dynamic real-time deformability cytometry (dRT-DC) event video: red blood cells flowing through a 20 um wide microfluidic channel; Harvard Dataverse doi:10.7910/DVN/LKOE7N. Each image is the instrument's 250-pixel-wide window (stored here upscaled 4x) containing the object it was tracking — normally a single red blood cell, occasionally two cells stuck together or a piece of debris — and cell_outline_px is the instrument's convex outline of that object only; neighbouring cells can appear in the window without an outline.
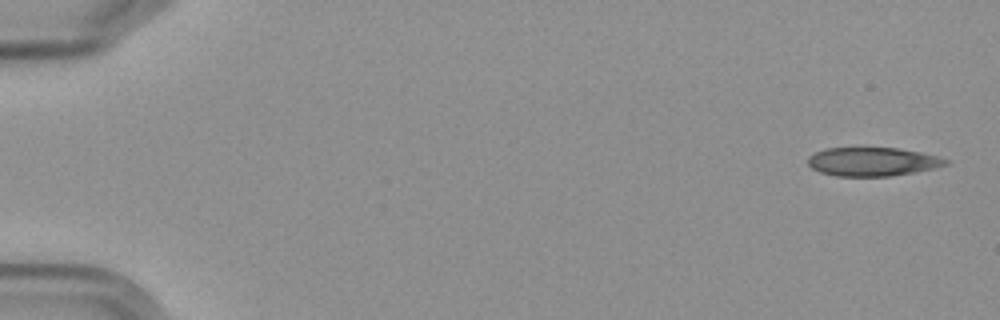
{"species": "Egyptian fruit bat (a non-hibernating species)", "species_latin": "Rousettus aegyptiacus", "temperature_condition": "cold", "stored_images_in_passage": 5, "camera_frame_rate_fps": 3000, "um_per_image_px": 0.085, "frame": {"image": 1, "passage_image": 1, "time_ms": 0.0, "image_size_px": [1000, 320], "cell_outline_px": [[948, 164], [936, 168], [888, 176], [836, 176], [820, 172], [812, 168], [808, 164], [808, 156], [824, 148], [896, 148], [920, 152], [936, 156], [948, 160]], "centroid_in_image_um": [74.13, 13.74], "position_along_channel_um": 10.9, "area_um2": 22.83}}
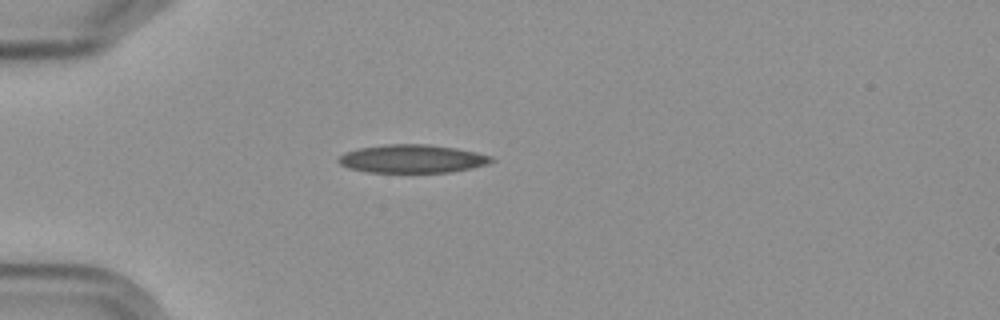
{"frame": {"image": 2, "passage_image": 5, "time_ms": 4.667, "image_size_px": [1000, 320], "cell_outline_px": [[496, 160], [488, 164], [472, 168], [448, 172], [368, 172], [348, 168], [340, 164], [336, 160], [344, 152], [360, 148], [388, 144], [428, 144], [456, 148], [476, 152], [492, 156]], "centroid_in_image_um": [35.05, 13.49], "position_along_channel_um": 49.9, "area_um2": 25.2}}